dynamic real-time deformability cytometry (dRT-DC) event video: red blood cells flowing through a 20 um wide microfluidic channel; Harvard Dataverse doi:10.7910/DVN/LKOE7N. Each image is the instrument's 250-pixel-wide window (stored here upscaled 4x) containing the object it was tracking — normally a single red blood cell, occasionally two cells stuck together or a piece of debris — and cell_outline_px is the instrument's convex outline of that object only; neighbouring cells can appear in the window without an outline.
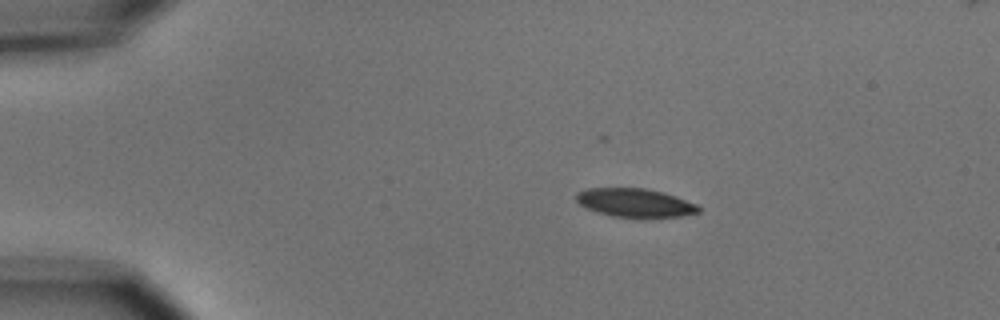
{"species": "common noctule bat (a hibernating species)", "species_latin": "Nyctalus noctula", "temperature_condition": "cold", "stored_images_in_passage": 5, "camera_frame_rate_fps": 3000, "um_per_image_px": 0.085, "animal": {"sex": "male", "body_mass_g": 15.6}, "frame": {"image": 1, "passage_image": 1, "time_ms": 0.0, "image_size_px": [1000, 320], "cell_outline_px": [[700, 212], [680, 216], [612, 216], [588, 208], [580, 204], [576, 200], [576, 192], [588, 188], [644, 188], [664, 192], [676, 196], [696, 204], [700, 208]], "centroid_in_image_um": [53.97, 17.2], "position_along_channel_um": 31.0, "area_um2": 19.88}}
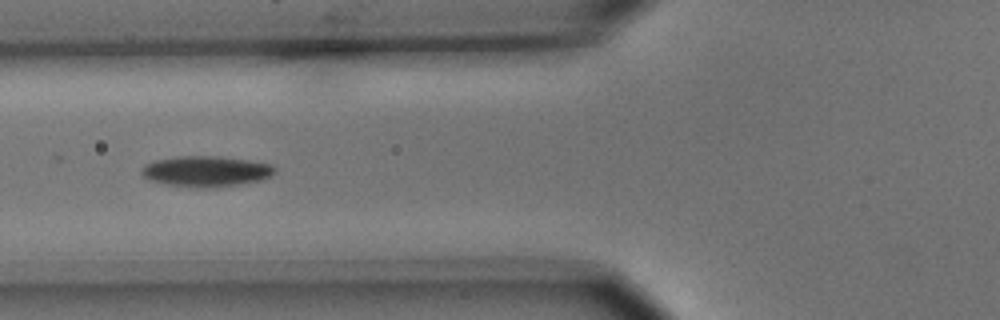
{"frame": {"image": 2, "passage_image": 4, "time_ms": 3.667, "image_size_px": [1000, 320], "cell_outline_px": [[276, 172], [272, 176], [260, 180], [240, 184], [216, 188], [196, 188], [168, 184], [148, 180], [140, 172], [140, 168], [144, 164], [156, 160], [180, 156], [212, 156], [248, 160], [272, 164], [276, 168]], "centroid_in_image_um": [17.52, 14.57], "position_along_channel_um": 108.3, "area_um2": 23.99}}
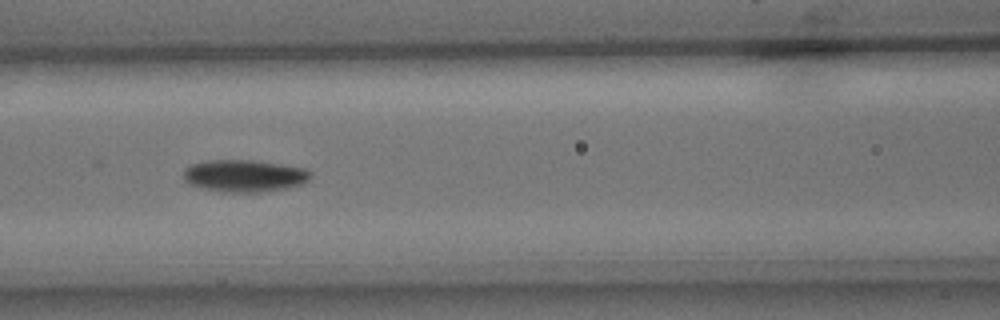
{"frame": {"image": 3, "passage_image": 5, "time_ms": 4.667, "image_size_px": [1000, 320], "cell_outline_px": [[312, 176], [308, 180], [300, 184], [288, 188], [260, 192], [220, 192], [200, 188], [188, 184], [184, 180], [184, 168], [192, 164], [212, 160], [252, 160], [280, 164], [304, 168], [312, 172]], "centroid_in_image_um": [20.75, 14.95], "position_along_channel_um": 145.8, "area_um2": 23.93}}